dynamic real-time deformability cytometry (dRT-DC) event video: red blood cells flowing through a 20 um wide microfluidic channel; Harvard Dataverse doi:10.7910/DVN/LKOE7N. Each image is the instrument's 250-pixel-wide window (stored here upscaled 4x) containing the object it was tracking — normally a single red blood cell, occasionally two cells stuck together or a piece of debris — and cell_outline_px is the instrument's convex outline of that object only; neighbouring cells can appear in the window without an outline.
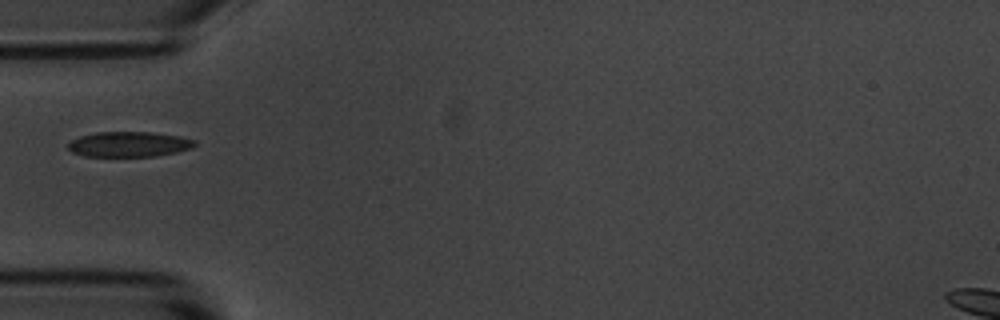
{"species": "common noctule bat (a hibernating species)", "species_latin": "Nyctalus noctula", "temperature_condition": "room temperature", "stored_images_in_passage": 1, "camera_frame_rate_fps": 3000, "um_per_image_px": 0.085, "animal": {"sex": "male", "body_mass_g": 20.1, "forearm_length_mm": 53.5}, "frame": {"image": 1, "passage_image": 1, "time_ms": 0.0, "image_size_px": [1000, 320], "cell_outline_px": [[196, 144], [192, 148], [176, 152], [156, 156], [84, 156], [72, 152], [68, 148], [68, 144], [72, 140], [80, 136], [96, 132], [152, 132], [180, 136], [196, 140]], "centroid_in_image_um": [10.98, 12.26], "position_along_channel_um": 74.0, "area_um2": 18.61}}